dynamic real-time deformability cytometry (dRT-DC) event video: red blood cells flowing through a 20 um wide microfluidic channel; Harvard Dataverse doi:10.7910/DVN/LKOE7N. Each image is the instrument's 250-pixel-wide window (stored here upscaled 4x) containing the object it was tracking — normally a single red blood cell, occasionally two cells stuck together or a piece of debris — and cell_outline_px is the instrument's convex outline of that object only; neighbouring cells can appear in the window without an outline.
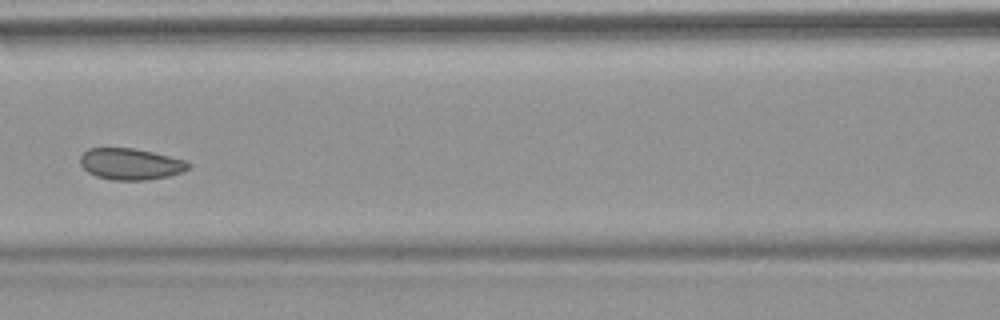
{"species": "common noctule bat (a hibernating species)", "species_latin": "Nyctalus noctula", "temperature_condition": "warm", "stored_images_in_passage": 9, "camera_frame_rate_fps": 3000, "um_per_image_px": 0.085, "animal": {"sex": "female", "body_mass_g": 18.4}, "frame": {"image": 1, "passage_image": 7, "time_ms": 7.333, "image_size_px": [1000, 320], "cell_outline_px": [[192, 164], [188, 168], [180, 172], [168, 176], [148, 180], [112, 180], [96, 176], [88, 172], [80, 164], [80, 156], [88, 148], [132, 148], [152, 152], [184, 160]], "centroid_in_image_um": [11.07, 13.94], "position_along_channel_um": 155.5, "area_um2": 19.65}}
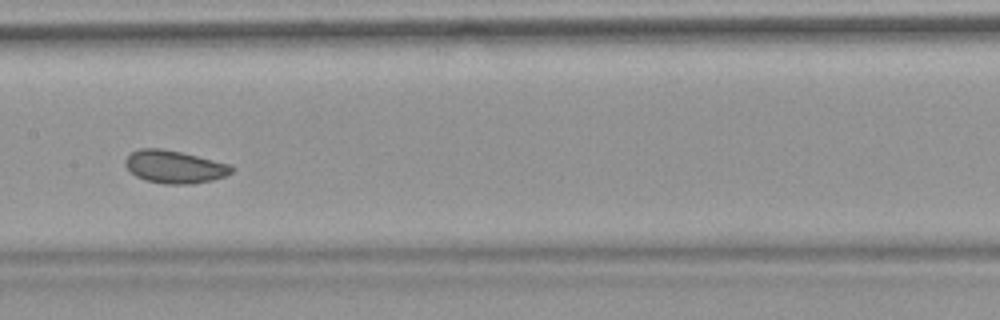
{"frame": {"image": 2, "passage_image": 8, "time_ms": 8.333, "image_size_px": [1000, 320], "cell_outline_px": [[236, 168], [232, 172], [224, 176], [212, 180], [192, 184], [164, 184], [144, 180], [136, 176], [124, 164], [124, 160], [132, 152], [140, 148], [160, 148], [180, 152], [232, 164]], "centroid_in_image_um": [14.85, 14.18], "position_along_channel_um": 192.5, "area_um2": 20.35}}